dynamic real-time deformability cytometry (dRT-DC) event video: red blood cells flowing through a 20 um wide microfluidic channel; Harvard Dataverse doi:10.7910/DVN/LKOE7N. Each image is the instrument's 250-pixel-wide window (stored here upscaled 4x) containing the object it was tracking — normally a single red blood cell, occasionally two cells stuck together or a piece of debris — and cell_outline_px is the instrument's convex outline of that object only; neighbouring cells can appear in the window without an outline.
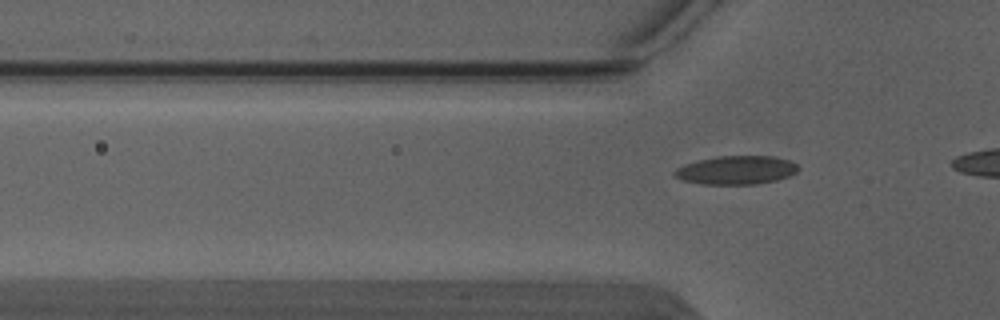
{"species": "Egyptian fruit bat (a non-hibernating species)", "species_latin": "Rousettus aegyptiacus", "temperature_condition": "warm", "stored_images_in_passage": 7, "camera_frame_rate_fps": 3000, "um_per_image_px": 0.085, "animal": {"sex": "male"}, "frame": {"image": 1, "passage_image": 7, "time_ms": 2.0, "image_size_px": [1000, 320], "cell_outline_px": [[800, 168], [796, 172], [788, 176], [776, 180], [756, 184], [700, 184], [680, 180], [672, 176], [672, 172], [676, 168], [684, 164], [716, 156], [772, 156], [788, 160], [796, 164]], "centroid_in_image_um": [62.52, 14.46], "position_along_channel_um": 63.3, "area_um2": 20.69}}